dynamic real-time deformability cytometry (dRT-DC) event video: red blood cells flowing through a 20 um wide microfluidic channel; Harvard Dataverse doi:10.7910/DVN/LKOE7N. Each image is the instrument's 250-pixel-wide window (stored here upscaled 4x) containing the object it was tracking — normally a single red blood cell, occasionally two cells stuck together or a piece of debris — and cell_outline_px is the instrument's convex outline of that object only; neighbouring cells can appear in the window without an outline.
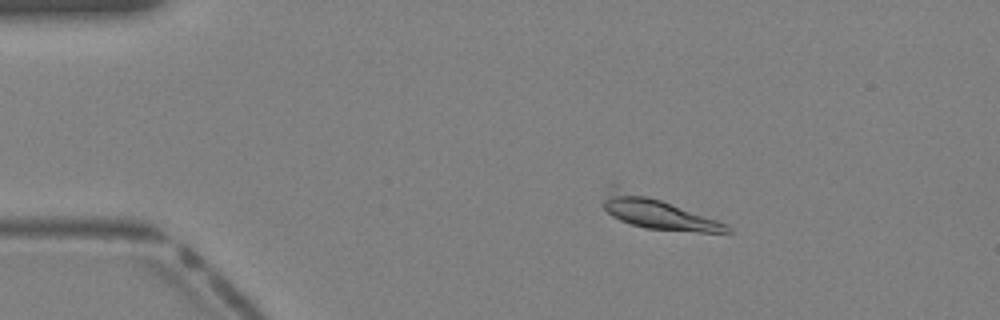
{"species": "Egyptian fruit bat (a non-hibernating species)", "species_latin": "Rousettus aegyptiacus", "temperature_condition": "warm", "stored_images_in_passage": 38, "camera_frame_rate_fps": 3000, "um_per_image_px": 0.085, "animal": {"sex": "female"}, "frame": {"image": 1, "passage_image": 5, "time_ms": 1.333, "image_size_px": [1000, 320], "cell_outline_px": [[732, 232], [696, 232], [644, 228], [620, 220], [612, 216], [604, 208], [604, 188], [608, 184], [616, 184], [728, 224], [732, 228]], "centroid_in_image_um": [55.78, 18.07], "position_along_channel_um": 29.2, "area_um2": 22.83}}
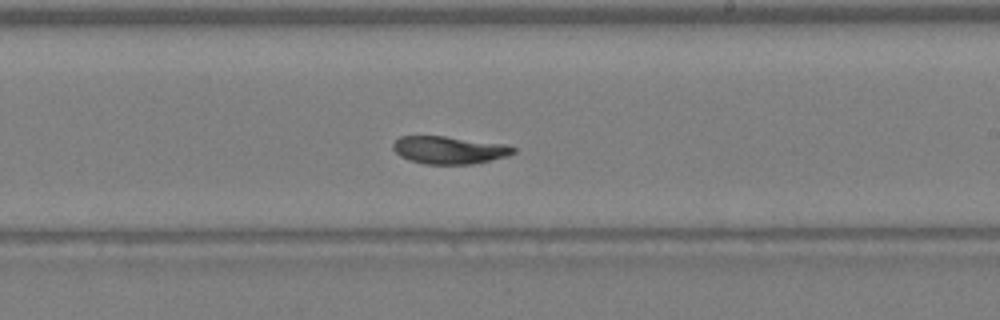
{"frame": {"image": 2, "passage_image": 22, "time_ms": 7.0, "image_size_px": [1000, 320], "cell_outline_px": [[516, 152], [508, 156], [472, 164], [424, 164], [400, 156], [392, 148], [392, 144], [400, 136], [444, 136], [504, 144], [516, 148]], "centroid_in_image_um": [38.18, 12.75], "position_along_channel_um": 250.8, "area_um2": 19.25}}
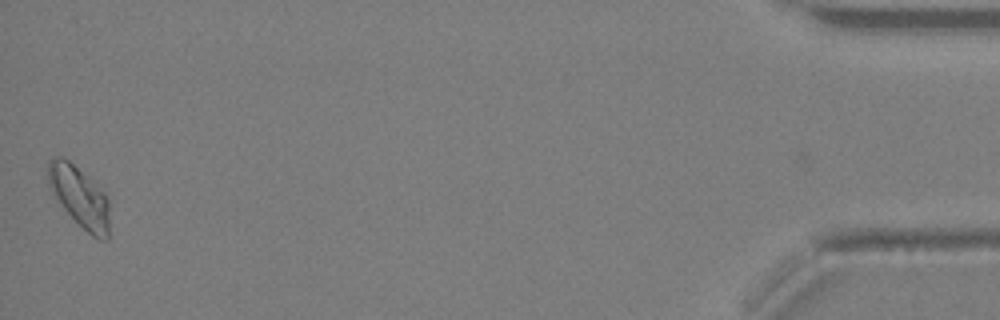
{"frame": {"image": 3, "passage_image": 38, "time_ms": 12.333, "image_size_px": [1000, 320], "cell_outline_px": [[108, 240], [100, 240], [92, 236], [52, 196], [48, 184], [48, 160], [52, 156], [64, 156], [88, 176], [108, 196]], "centroid_in_image_um": [6.73, 16.68], "position_along_channel_um": 428.5, "area_um2": 21.79}}